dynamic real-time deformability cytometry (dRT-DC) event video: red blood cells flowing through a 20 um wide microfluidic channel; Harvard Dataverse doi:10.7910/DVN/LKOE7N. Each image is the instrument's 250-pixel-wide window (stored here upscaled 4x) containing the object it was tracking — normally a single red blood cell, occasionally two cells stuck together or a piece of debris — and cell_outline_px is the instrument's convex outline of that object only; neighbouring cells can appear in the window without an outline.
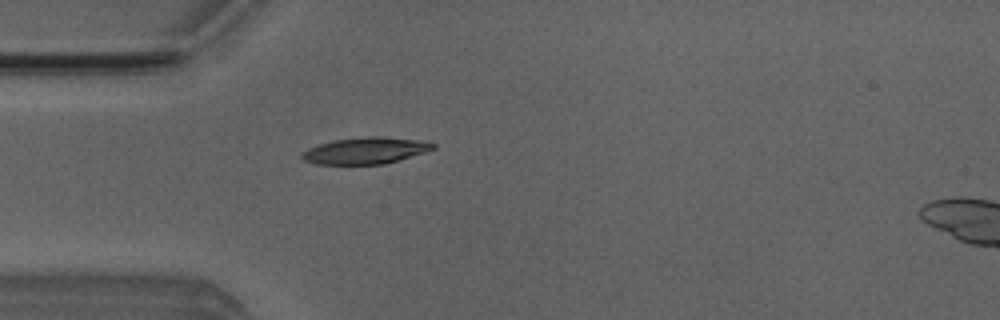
{"species": "Egyptian fruit bat (a non-hibernating species)", "species_latin": "Rousettus aegyptiacus", "temperature_condition": "room temperature", "stored_images_in_passage": 2, "camera_frame_rate_fps": 3000, "um_per_image_px": 0.085, "animal": {"sex": "male"}, "frame": {"image": 1, "passage_image": 1, "time_ms": 0.0, "image_size_px": [1000, 320], "cell_outline_px": [[436, 148], [424, 152], [384, 164], [316, 164], [304, 160], [300, 156], [308, 148], [320, 144], [336, 140], [368, 136], [380, 136], [424, 140], [436, 144]], "centroid_in_image_um": [31.1, 12.79], "position_along_channel_um": 53.9, "area_um2": 20.11}}